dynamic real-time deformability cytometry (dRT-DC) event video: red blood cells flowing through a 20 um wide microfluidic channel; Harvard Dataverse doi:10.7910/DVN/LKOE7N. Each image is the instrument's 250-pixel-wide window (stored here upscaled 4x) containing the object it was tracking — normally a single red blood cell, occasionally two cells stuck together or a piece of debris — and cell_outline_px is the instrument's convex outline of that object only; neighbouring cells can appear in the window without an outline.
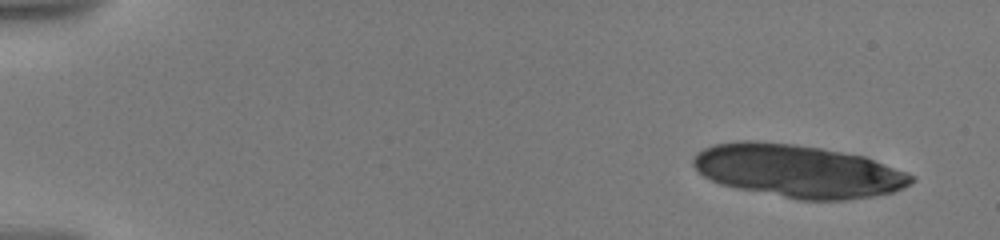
{"species": "human", "species_latin": "Homo sapiens", "temperature_condition": "warm", "stored_images_in_passage": 93, "camera_frame_rate_fps": 3000, "um_per_image_px": 0.085, "donor": {"sex": "male"}, "frame": {"image": 1, "passage_image": 1, "time_ms": 0.0, "image_size_px": [1000, 240], "cell_outline_px": [[916, 180], [904, 188], [892, 192], [872, 196], [848, 200], [796, 200], [736, 188], [720, 184], [704, 176], [692, 164], [692, 156], [696, 152], [712, 144], [736, 140], [756, 140], [792, 144], [820, 148], [864, 156], [908, 172], [916, 176]], "centroid_in_image_um": [67.82, 14.53], "position_along_channel_um": 17.2, "area_um2": 67.68}}
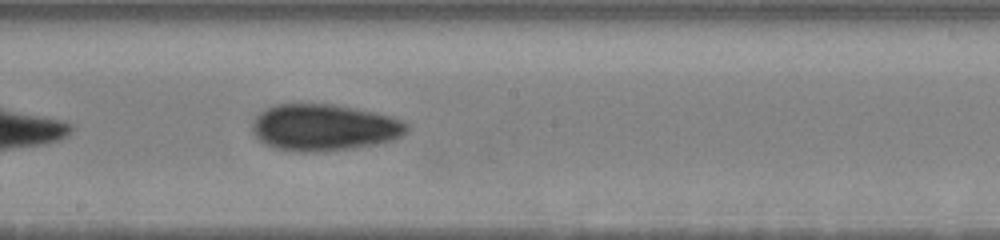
{"frame": {"image": 2, "passage_image": 52, "time_ms": 10.0, "image_size_px": [1000, 240], "cell_outline_px": [[408, 132], [396, 140], [376, 144], [352, 148], [324, 152], [300, 152], [276, 148], [264, 144], [252, 132], [252, 120], [264, 108], [276, 104], [332, 104], [356, 108], [376, 112], [392, 116], [408, 124]], "centroid_in_image_um": [27.56, 10.84], "position_along_channel_um": 220.6, "area_um2": 42.48}}
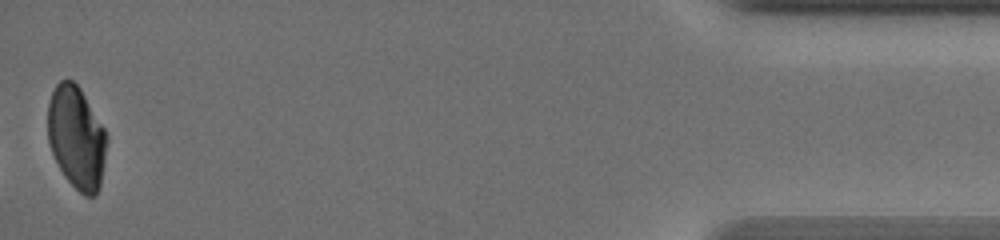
{"frame": {"image": 3, "passage_image": 92, "time_ms": 18.0, "image_size_px": [1000, 240], "cell_outline_px": [[108, 140], [100, 184], [96, 196], [84, 196], [64, 176], [52, 152], [48, 140], [48, 104], [52, 92], [56, 84], [60, 80], [72, 80], [80, 88], [104, 128], [108, 136]], "centroid_in_image_um": [6.51, 11.69], "position_along_channel_um": 428.7, "area_um2": 35.08}, "authors_computed_cell_mechanics": {"area_um2": 43.1766, "velocity_mm_per_s": 3.5418, "shape_relaxation_time_tau1_ms": 5.0046, "shape_relaxation_time_tau2_ms": 3.4174, "deformation_change_tau1": 0.1616, "deformation_change_tau2": 0.0614}}